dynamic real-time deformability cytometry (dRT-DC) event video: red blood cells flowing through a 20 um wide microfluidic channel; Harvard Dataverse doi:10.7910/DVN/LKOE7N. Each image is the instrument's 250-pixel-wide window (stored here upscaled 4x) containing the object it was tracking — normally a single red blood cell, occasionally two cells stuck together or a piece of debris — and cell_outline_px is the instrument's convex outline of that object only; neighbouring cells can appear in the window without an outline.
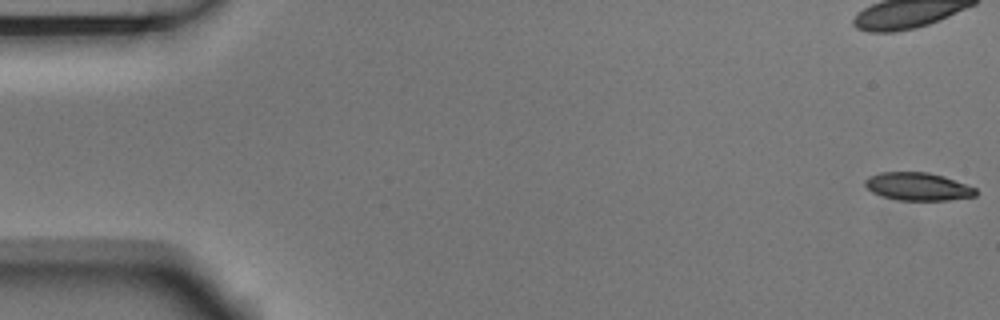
{"species": "Egyptian fruit bat (a non-hibernating species)", "species_latin": "Rousettus aegyptiacus", "temperature_condition": "room temperature", "stored_images_in_passage": 53, "camera_frame_rate_fps": 3000, "um_per_image_px": 0.085, "animal": {"sex": "male"}, "frame": {"image": 1, "passage_image": 1, "time_ms": 0.0, "image_size_px": [1000, 320], "cell_outline_px": [[976, 196], [948, 200], [900, 200], [880, 196], [872, 192], [864, 184], [864, 180], [880, 172], [928, 172], [944, 176], [976, 188]], "centroid_in_image_um": [78.02, 15.86], "position_along_channel_um": 7.0, "area_um2": 17.92}}